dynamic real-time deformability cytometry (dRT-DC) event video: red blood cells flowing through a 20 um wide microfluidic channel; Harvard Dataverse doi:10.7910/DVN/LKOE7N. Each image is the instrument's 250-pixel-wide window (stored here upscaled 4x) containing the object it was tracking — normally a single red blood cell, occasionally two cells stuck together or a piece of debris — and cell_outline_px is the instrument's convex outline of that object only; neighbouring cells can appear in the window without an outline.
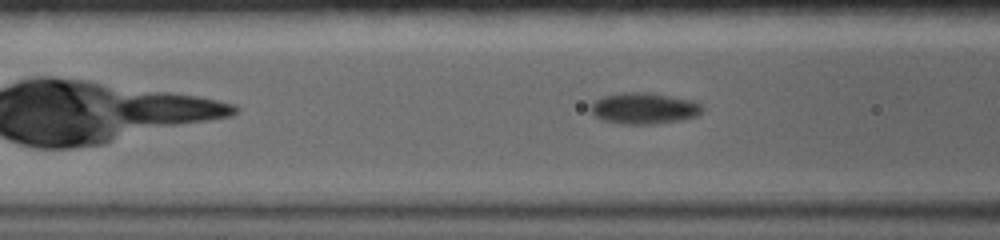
{"species": "common noctule bat (a hibernating species)", "species_latin": "Nyctalus noctula", "temperature_condition": "warm", "stored_images_in_passage": 19, "camera_frame_rate_fps": 5000, "um_per_image_px": 0.085, "animal": {"sex": "female", "body_mass_g": 19.0, "forearm_length_mm": 56.7}, "frame": {"image": 1, "passage_image": 6, "time_ms": 2.6, "image_size_px": [1000, 240], "cell_outline_px": [[704, 108], [696, 116], [680, 120], [652, 124], [620, 124], [604, 120], [596, 116], [592, 112], [592, 100], [604, 96], [624, 92], [648, 92], [692, 100], [700, 104]], "centroid_in_image_um": [54.73, 9.2], "position_along_channel_um": 111.9, "area_um2": 20.17}}
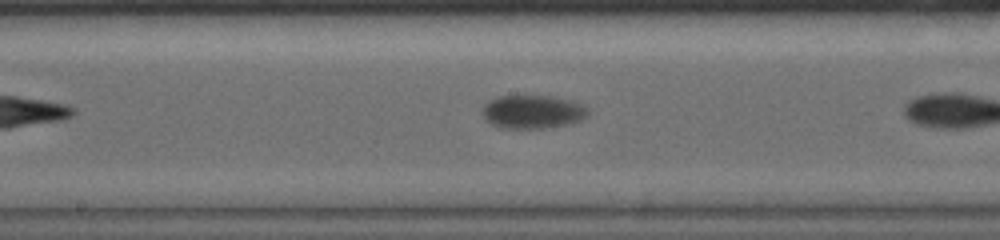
{"frame": {"image": 2, "passage_image": 11, "time_ms": 5.2, "image_size_px": [1000, 240], "cell_outline_px": [[588, 116], [580, 120], [568, 124], [548, 128], [504, 128], [492, 124], [484, 120], [480, 112], [484, 104], [488, 100], [500, 96], [552, 96], [572, 100], [588, 108]], "centroid_in_image_um": [45.24, 9.5], "position_along_channel_um": 203.0, "area_um2": 20.81}}
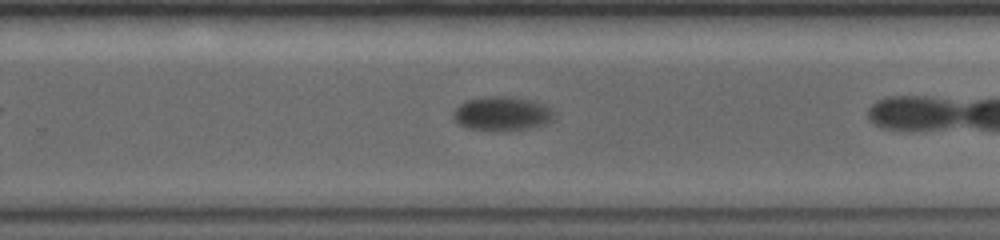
{"frame": {"image": 3, "passage_image": 16, "time_ms": 7.6, "image_size_px": [1000, 240], "cell_outline_px": [[556, 112], [552, 120], [544, 124], [528, 128], [468, 128], [460, 124], [452, 116], [452, 112], [460, 104], [468, 100], [492, 96], [508, 96], [528, 100], [544, 104], [552, 108]], "centroid_in_image_um": [42.71, 9.61], "position_along_channel_um": 287.1, "area_um2": 19.19}}